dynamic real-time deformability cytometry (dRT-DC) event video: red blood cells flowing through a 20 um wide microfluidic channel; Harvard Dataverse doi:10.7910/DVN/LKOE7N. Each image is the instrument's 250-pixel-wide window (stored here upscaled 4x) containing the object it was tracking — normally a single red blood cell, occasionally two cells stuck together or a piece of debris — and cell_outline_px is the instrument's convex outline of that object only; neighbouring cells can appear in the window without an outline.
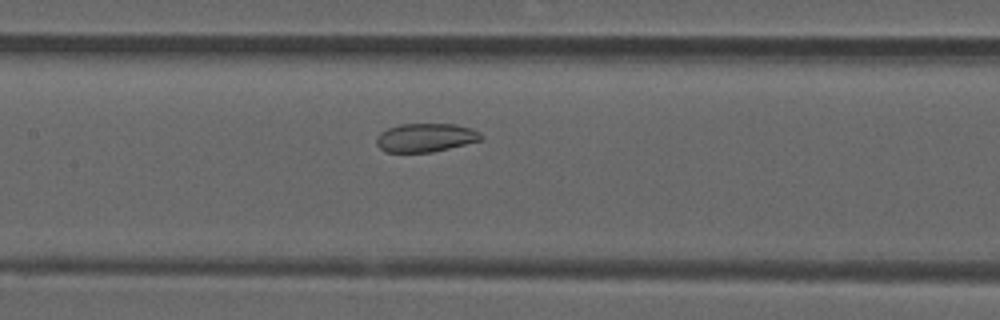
{"species": "common noctule bat (a hibernating species)", "species_latin": "Nyctalus noctula", "temperature_condition": "room temperature", "stored_images_in_passage": 33, "camera_frame_rate_fps": 3000, "um_per_image_px": 0.085, "animal": {"sex": "male", "forearm_length_mm": 52.5}, "frame": {"image": 1, "passage_image": 15, "time_ms": 4.667, "image_size_px": [1000, 320], "cell_outline_px": [[484, 140], [432, 152], [384, 152], [376, 144], [376, 136], [380, 132], [388, 128], [400, 124], [456, 124], [480, 132], [484, 136]], "centroid_in_image_um": [36.18, 11.7], "position_along_channel_um": 171.2, "area_um2": 17.57}}
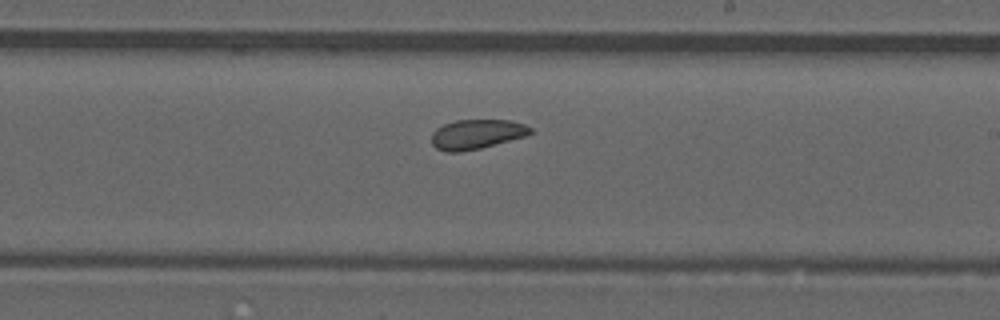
{"frame": {"image": 2, "passage_image": 21, "time_ms": 6.667, "image_size_px": [1000, 320], "cell_outline_px": [[532, 132], [528, 136], [480, 148], [460, 152], [444, 152], [436, 148], [432, 144], [432, 132], [436, 128], [444, 124], [456, 120], [512, 120], [524, 124], [532, 128]], "centroid_in_image_um": [40.52, 11.41], "position_along_channel_um": 248.5, "area_um2": 17.22}}
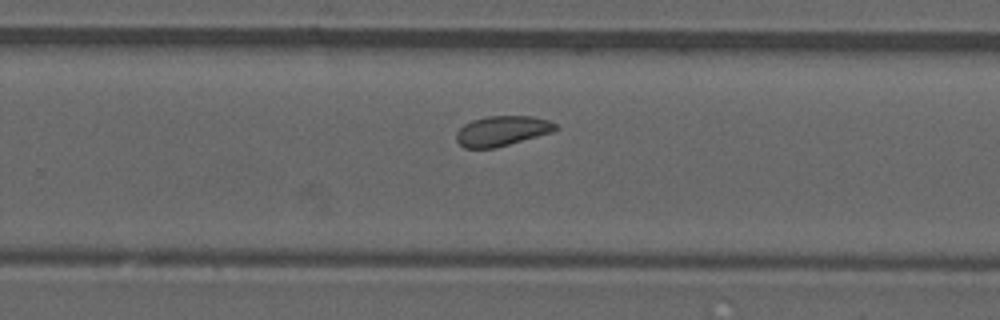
{"frame": {"image": 3, "passage_image": 24, "time_ms": 7.667, "image_size_px": [1000, 320], "cell_outline_px": [[560, 128], [552, 132], [508, 144], [492, 148], [464, 148], [456, 140], [456, 132], [464, 124], [472, 120], [488, 116], [532, 116], [548, 120], [556, 124]], "centroid_in_image_um": [42.66, 11.12], "position_along_channel_um": 287.1, "area_um2": 17.22}}